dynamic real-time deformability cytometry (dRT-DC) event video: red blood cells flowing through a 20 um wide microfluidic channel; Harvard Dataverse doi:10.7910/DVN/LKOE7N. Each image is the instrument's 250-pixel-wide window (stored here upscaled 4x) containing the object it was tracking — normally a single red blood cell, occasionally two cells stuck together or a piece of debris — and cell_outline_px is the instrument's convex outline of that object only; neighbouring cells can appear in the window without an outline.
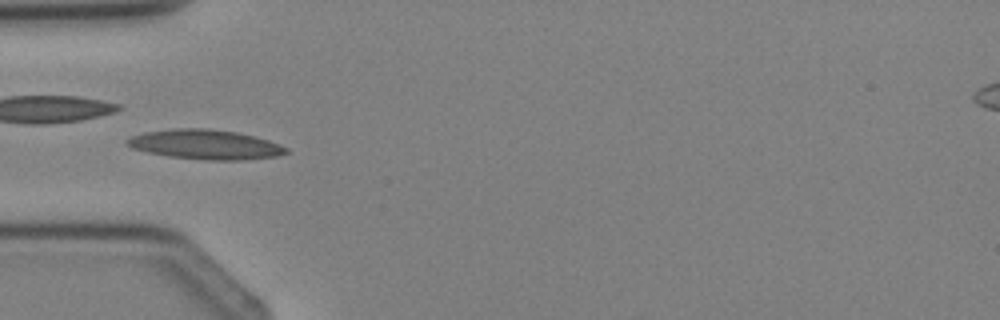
{"species": "Egyptian fruit bat (a non-hibernating species)", "species_latin": "Rousettus aegyptiacus", "temperature_condition": "cold", "stored_images_in_passage": 5, "camera_frame_rate_fps": 3000, "um_per_image_px": 0.085, "animal": {"sex": "female"}, "frame": {"image": 1, "passage_image": 5, "time_ms": 5.667, "image_size_px": [1000, 320], "cell_outline_px": [[288, 152], [276, 156], [244, 160], [204, 160], [168, 156], [148, 152], [132, 148], [124, 140], [132, 136], [144, 132], [172, 128], [208, 128], [236, 132], [268, 140], [288, 148]], "centroid_in_image_um": [17.43, 12.28], "position_along_channel_um": 67.6, "area_um2": 27.4}}